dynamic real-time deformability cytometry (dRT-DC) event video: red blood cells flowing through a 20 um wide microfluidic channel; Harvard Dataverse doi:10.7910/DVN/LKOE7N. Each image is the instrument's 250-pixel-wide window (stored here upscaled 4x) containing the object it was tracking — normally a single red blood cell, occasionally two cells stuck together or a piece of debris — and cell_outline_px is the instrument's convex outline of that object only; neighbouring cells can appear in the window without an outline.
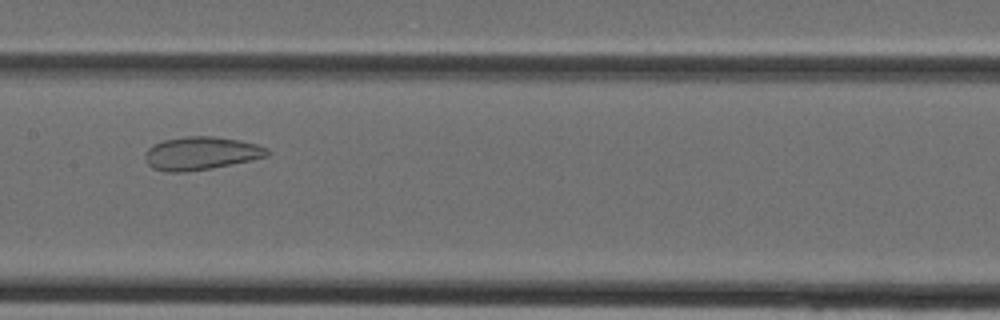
{"species": "Egyptian fruit bat (a non-hibernating species)", "species_latin": "Rousettus aegyptiacus", "temperature_condition": "cold", "stored_images_in_passage": 34, "camera_frame_rate_fps": 3000, "um_per_image_px": 0.085, "animal": {"sex": "female"}, "frame": {"image": 1, "passage_image": 14, "time_ms": 4.333, "image_size_px": [1000, 320], "cell_outline_px": [[268, 156], [252, 160], [212, 168], [188, 172], [164, 172], [152, 168], [144, 160], [144, 152], [148, 148], [164, 140], [188, 136], [212, 136], [240, 140], [256, 144], [268, 148]], "centroid_in_image_um": [17.06, 13.04], "position_along_channel_um": 190.3, "area_um2": 23.7}}
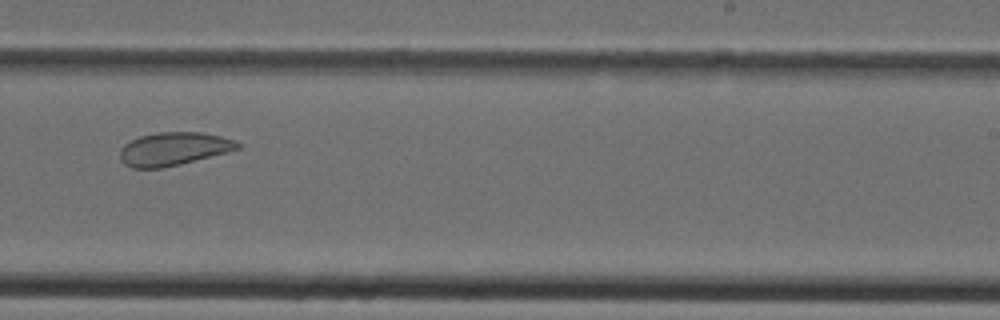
{"frame": {"image": 2, "passage_image": 19, "time_ms": 6.0, "image_size_px": [1000, 320], "cell_outline_px": [[240, 148], [228, 152], [180, 164], [160, 168], [132, 168], [124, 164], [120, 160], [120, 148], [124, 144], [140, 136], [156, 132], [200, 132], [220, 136], [236, 140], [240, 144]], "centroid_in_image_um": [14.74, 12.65], "position_along_channel_um": 274.3, "area_um2": 22.77}}
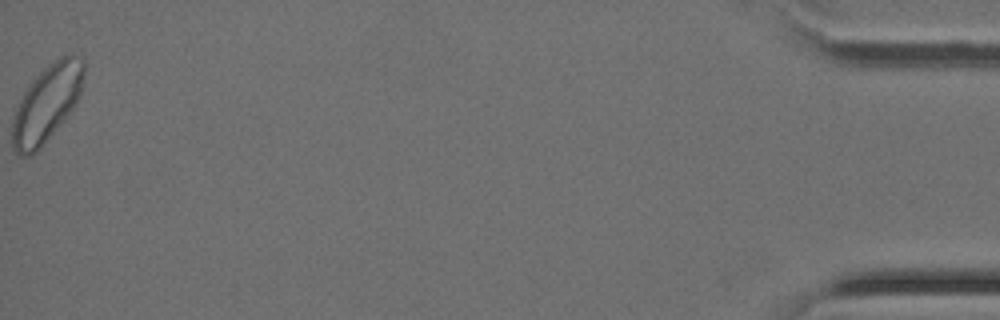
{"frame": {"image": 3, "passage_image": 34, "time_ms": 11.0, "image_size_px": [1000, 320], "cell_outline_px": [[88, 64], [80, 96], [76, 104], [64, 120], [40, 148], [36, 152], [28, 156], [20, 156], [12, 148], [12, 116], [24, 92], [32, 80], [44, 68], [60, 56], [72, 52], [80, 56]], "centroid_in_image_um": [4.02, 8.75], "position_along_channel_um": 431.2, "area_um2": 32.66}}